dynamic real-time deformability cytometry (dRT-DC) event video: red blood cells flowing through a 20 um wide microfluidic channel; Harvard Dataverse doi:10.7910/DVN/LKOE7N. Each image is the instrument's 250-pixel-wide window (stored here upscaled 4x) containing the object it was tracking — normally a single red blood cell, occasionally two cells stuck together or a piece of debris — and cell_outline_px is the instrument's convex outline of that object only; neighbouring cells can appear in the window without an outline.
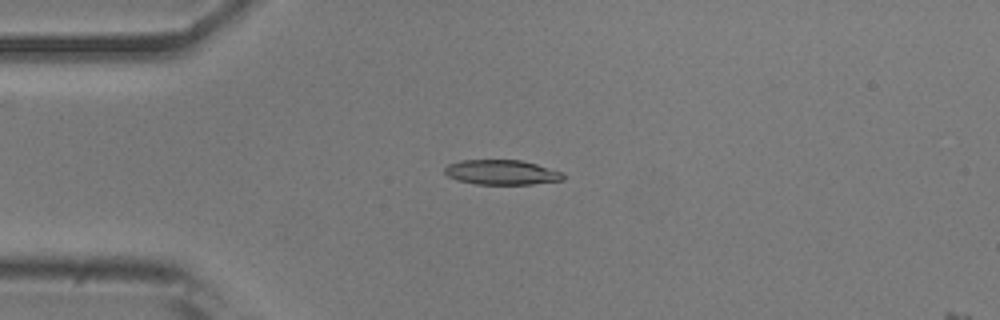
{"species": "common noctule bat (a hibernating species)", "species_latin": "Nyctalus noctula", "temperature_condition": "room temperature", "stored_images_in_passage": 16, "camera_frame_rate_fps": 3000, "um_per_image_px": 0.085, "animal": {"sex": "male", "body_mass_g": 20.5, "forearm_length_mm": 52.5}, "frame": {"image": 1, "passage_image": 13, "time_ms": 4.0, "image_size_px": [1000, 320], "cell_outline_px": [[564, 180], [532, 184], [476, 184], [456, 180], [448, 176], [444, 172], [444, 168], [448, 164], [460, 160], [520, 160], [536, 164], [564, 172]], "centroid_in_image_um": [42.64, 14.65], "position_along_channel_um": 42.4, "area_um2": 17.22}}